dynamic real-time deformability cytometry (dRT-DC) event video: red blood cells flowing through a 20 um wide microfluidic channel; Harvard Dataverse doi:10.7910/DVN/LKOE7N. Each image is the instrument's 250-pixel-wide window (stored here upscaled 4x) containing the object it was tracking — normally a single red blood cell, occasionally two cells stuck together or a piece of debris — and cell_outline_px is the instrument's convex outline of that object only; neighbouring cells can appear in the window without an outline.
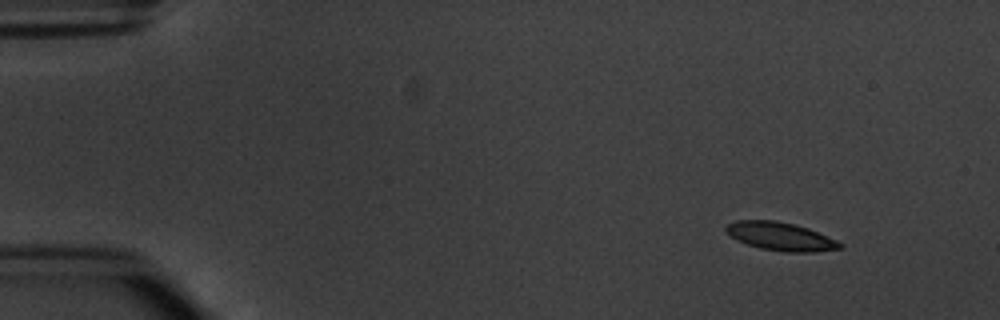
{"species": "common noctule bat (a hibernating species)", "species_latin": "Nyctalus noctula", "temperature_condition": "warm", "stored_images_in_passage": 5, "camera_frame_rate_fps": 3000, "um_per_image_px": 0.085, "animal": {"sex": "male", "body_mass_g": 20.1, "forearm_length_mm": 53.5}, "frame": {"image": 1, "passage_image": 2, "time_ms": 1.0, "image_size_px": [1000, 320], "cell_outline_px": [[844, 248], [812, 252], [788, 252], [760, 248], [736, 240], [724, 228], [728, 224], [736, 220], [776, 220], [808, 228], [836, 240], [844, 244]], "centroid_in_image_um": [66.37, 20.09], "position_along_channel_um": 18.6, "area_um2": 18.61}}
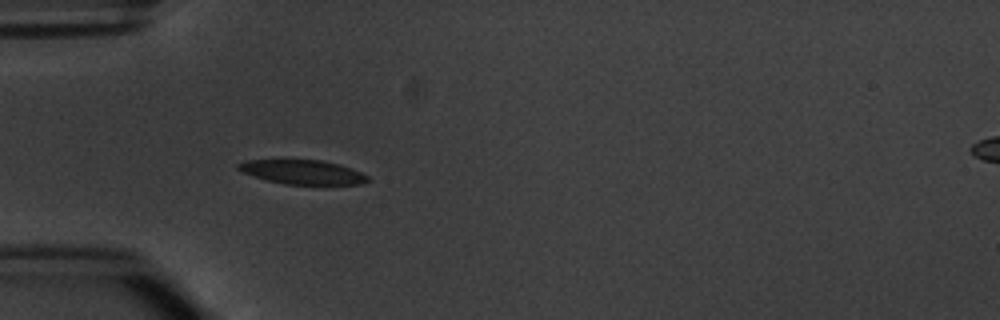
{"frame": {"image": 2, "passage_image": 5, "time_ms": 4.667, "image_size_px": [1000, 320], "cell_outline_px": [[368, 180], [360, 184], [284, 184], [268, 180], [244, 172], [236, 168], [236, 164], [248, 160], [320, 160], [340, 164], [360, 172], [368, 176]], "centroid_in_image_um": [25.72, 14.62], "position_along_channel_um": 59.3, "area_um2": 17.92}}